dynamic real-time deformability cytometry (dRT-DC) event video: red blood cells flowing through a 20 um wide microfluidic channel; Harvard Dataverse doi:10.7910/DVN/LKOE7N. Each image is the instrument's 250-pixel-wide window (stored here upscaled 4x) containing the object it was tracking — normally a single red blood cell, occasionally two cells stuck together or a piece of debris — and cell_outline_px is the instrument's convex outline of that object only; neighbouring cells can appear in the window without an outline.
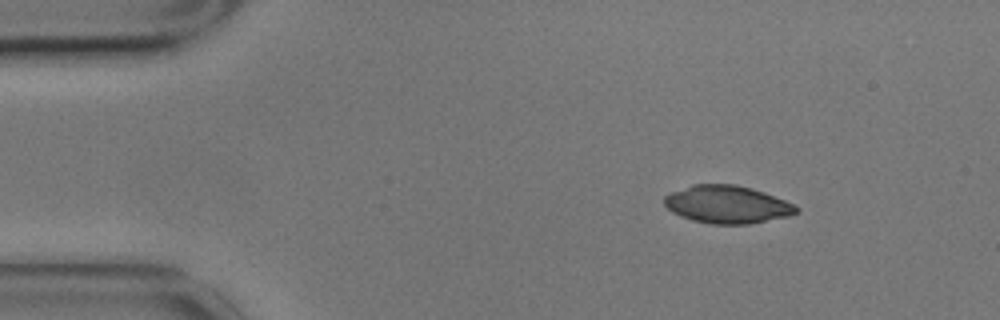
{"species": "common noctule bat (a hibernating species)", "species_latin": "Nyctalus noctula", "temperature_condition": "cold", "stored_images_in_passage": 6, "camera_frame_rate_fps": 3000, "um_per_image_px": 0.085, "animal": {"sex": "male", "body_mass_g": 17.9}, "frame": {"image": 1, "passage_image": 1, "time_ms": 0.0, "image_size_px": [1000, 320], "cell_outline_px": [[800, 208], [796, 212], [788, 216], [748, 224], [712, 224], [692, 220], [680, 216], [672, 212], [664, 204], [664, 196], [672, 192], [692, 184], [736, 184], [752, 188], [764, 192], [784, 200]], "centroid_in_image_um": [61.78, 17.37], "position_along_channel_um": 23.2, "area_um2": 28.9}}